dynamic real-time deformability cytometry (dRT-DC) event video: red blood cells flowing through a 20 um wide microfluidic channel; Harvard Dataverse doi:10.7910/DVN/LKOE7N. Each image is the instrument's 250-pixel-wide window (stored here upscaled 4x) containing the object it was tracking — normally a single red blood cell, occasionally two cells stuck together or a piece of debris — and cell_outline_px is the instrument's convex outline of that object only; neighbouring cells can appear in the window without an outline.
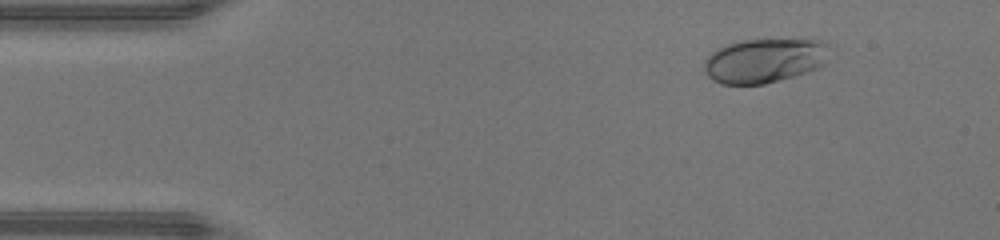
{"species": "human", "species_latin": "Homo sapiens", "temperature_condition": "warm", "stored_images_in_passage": 47, "camera_frame_rate_fps": 3000, "um_per_image_px": 0.085, "donor": {"sex": "male"}, "frame": {"image": 1, "passage_image": 6, "time_ms": 1.667, "image_size_px": [1000, 240], "cell_outline_px": [[832, 48], [824, 64], [816, 68], [792, 76], [764, 84], [720, 84], [712, 80], [704, 72], [704, 60], [716, 48], [740, 40], [812, 36], [832, 44]], "centroid_in_image_um": [65.06, 5.07], "position_along_channel_um": 19.9, "area_um2": 33.7}}
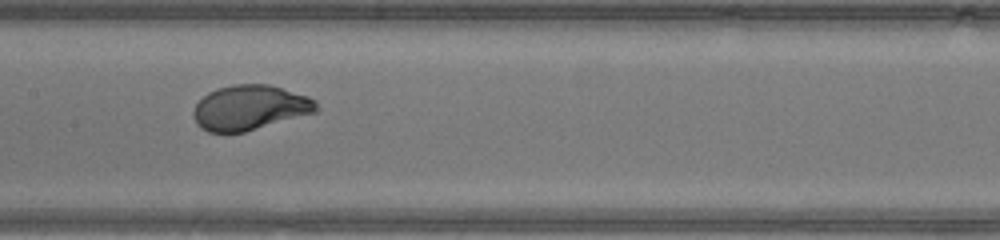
{"frame": {"image": 2, "passage_image": 23, "time_ms": 7.333, "image_size_px": [1000, 240], "cell_outline_px": [[320, 108], [316, 112], [244, 132], [208, 132], [200, 128], [196, 124], [192, 112], [196, 104], [208, 92], [216, 88], [232, 84], [268, 84], [308, 96], [316, 100]], "centroid_in_image_um": [21.23, 9.14], "position_along_channel_um": 186.2, "area_um2": 32.25}}
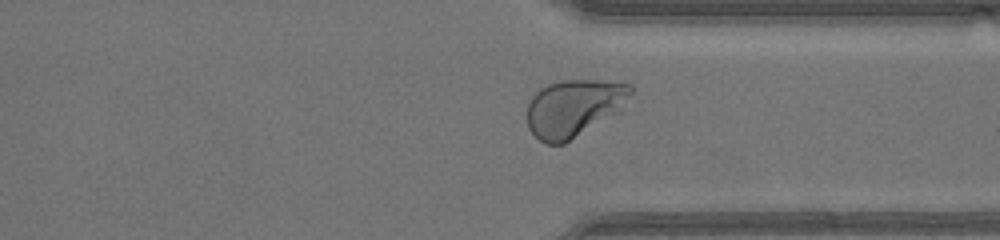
{"frame": {"image": 3, "passage_image": 35, "time_ms": 11.333, "image_size_px": [1000, 240], "cell_outline_px": [[636, 88], [620, 112], [564, 144], [548, 144], [540, 140], [528, 128], [528, 100], [540, 88], [548, 84], [560, 80], [596, 80], [632, 84]], "centroid_in_image_um": [48.82, 9.16], "position_along_channel_um": 362.6, "area_um2": 34.97}, "authors_computed_cell_mechanics": {"area_um2": 32.4836, "velocity_mm_per_s": 4.4265, "shape_relaxation_time_tau1_ms": 2.2442, "shape_relaxation_time_tau2_ms": null, "deformation_change_tau1": 0.1633, "deformation_change_tau2": null}}